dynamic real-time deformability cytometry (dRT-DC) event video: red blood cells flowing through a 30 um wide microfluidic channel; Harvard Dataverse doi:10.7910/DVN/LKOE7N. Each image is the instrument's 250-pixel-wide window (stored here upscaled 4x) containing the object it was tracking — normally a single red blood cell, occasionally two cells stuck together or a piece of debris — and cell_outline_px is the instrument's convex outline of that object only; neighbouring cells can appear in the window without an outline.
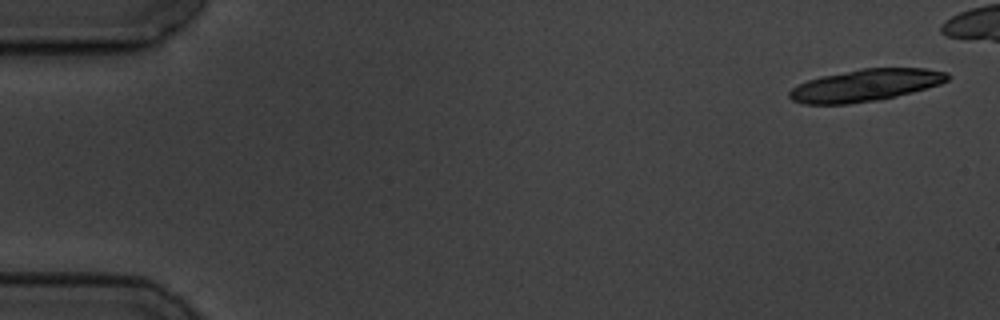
{"species": "common noctule bat (a hibernating species)", "species_latin": "Nyctalus noctula", "temperature_condition": "cold", "stored_images_in_passage": 14, "camera_frame_rate_fps": 3000, "um_per_image_px": 0.085, "animal": {"sex": "male", "body_mass_g": 19.5, "forearm_length_mm": 54.6}, "frame": {"image": 1, "passage_image": 1, "time_ms": 0.0, "image_size_px": [1000, 320], "cell_outline_px": [[952, 76], [948, 80], [940, 84], [912, 92], [880, 100], [848, 104], [804, 104], [792, 100], [788, 96], [788, 92], [792, 88], [808, 80], [820, 76], [860, 68], [924, 68], [948, 72]], "centroid_in_image_um": [73.58, 7.24], "position_along_channel_um": 11.4, "area_um2": 29.71}}